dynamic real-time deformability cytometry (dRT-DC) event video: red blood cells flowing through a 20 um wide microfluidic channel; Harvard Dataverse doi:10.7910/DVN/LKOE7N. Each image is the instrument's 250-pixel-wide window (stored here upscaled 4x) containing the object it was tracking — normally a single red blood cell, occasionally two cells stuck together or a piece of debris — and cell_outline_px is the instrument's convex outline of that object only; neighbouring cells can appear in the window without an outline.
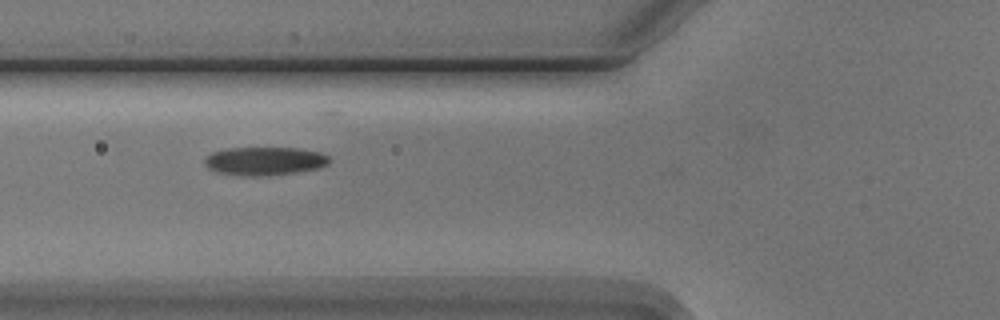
{"species": "Egyptian fruit bat (a non-hibernating species)", "species_latin": "Rousettus aegyptiacus", "temperature_condition": "cold", "stored_images_in_passage": 12, "camera_frame_rate_fps": 3000, "um_per_image_px": 0.085, "animal": {"sex": "male"}, "frame": {"image": 1, "passage_image": 3, "time_ms": 3.333, "image_size_px": [1000, 320], "cell_outline_px": [[328, 164], [316, 168], [296, 172], [264, 176], [244, 176], [216, 172], [208, 168], [204, 164], [204, 160], [212, 152], [228, 148], [300, 148], [320, 152], [328, 156]], "centroid_in_image_um": [22.46, 13.69], "position_along_channel_um": 103.3, "area_um2": 20.52}}
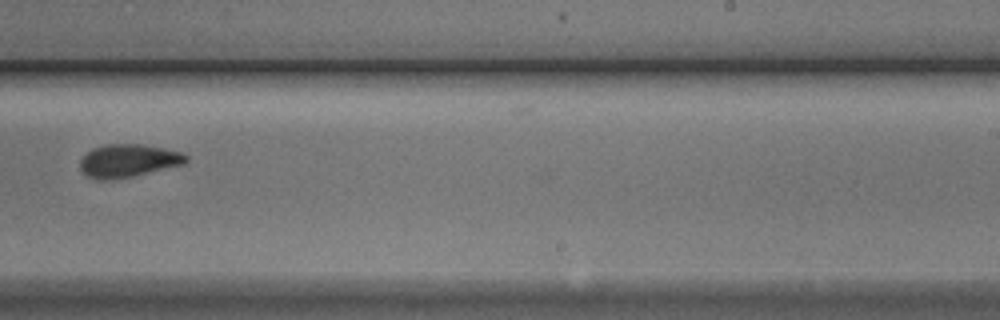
{"frame": {"image": 2, "passage_image": 7, "time_ms": 8.0, "image_size_px": [1000, 320], "cell_outline_px": [[188, 160], [184, 164], [132, 176], [112, 180], [96, 180], [84, 176], [80, 168], [80, 160], [92, 148], [108, 144], [144, 144], [180, 152], [188, 156]], "centroid_in_image_um": [10.86, 13.67], "position_along_channel_um": 278.1, "area_um2": 20.4}}
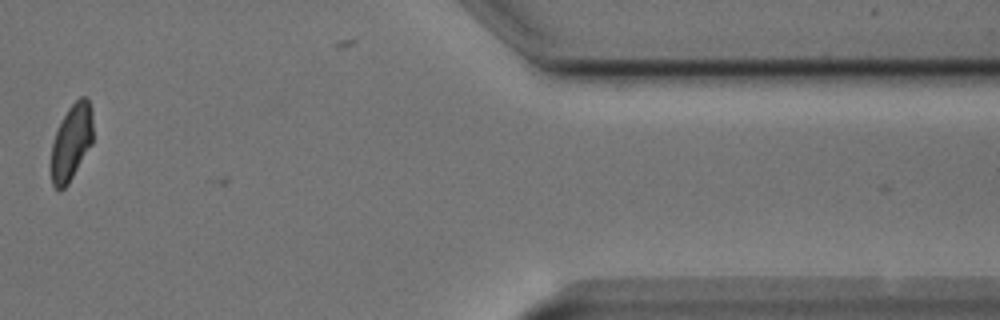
{"frame": {"image": 3, "passage_image": 11, "time_ms": 12.667, "image_size_px": [1000, 320], "cell_outline_px": [[92, 144], [68, 184], [60, 192], [52, 184], [52, 144], [56, 132], [68, 108], [80, 96], [84, 96], [88, 100], [92, 108]], "centroid_in_image_um": [6.09, 12.09], "position_along_channel_um": 405.3, "area_um2": 18.32}, "authors_computed_cell_mechanics": {"area_um2": 20.2878, "velocity_mm_per_s": 3.7383, "shape_relaxation_time_tau1_ms": 2.756, "shape_relaxation_time_tau2_ms": null, "deformation_change_tau1": 0.1065, "deformation_change_tau2": null}}